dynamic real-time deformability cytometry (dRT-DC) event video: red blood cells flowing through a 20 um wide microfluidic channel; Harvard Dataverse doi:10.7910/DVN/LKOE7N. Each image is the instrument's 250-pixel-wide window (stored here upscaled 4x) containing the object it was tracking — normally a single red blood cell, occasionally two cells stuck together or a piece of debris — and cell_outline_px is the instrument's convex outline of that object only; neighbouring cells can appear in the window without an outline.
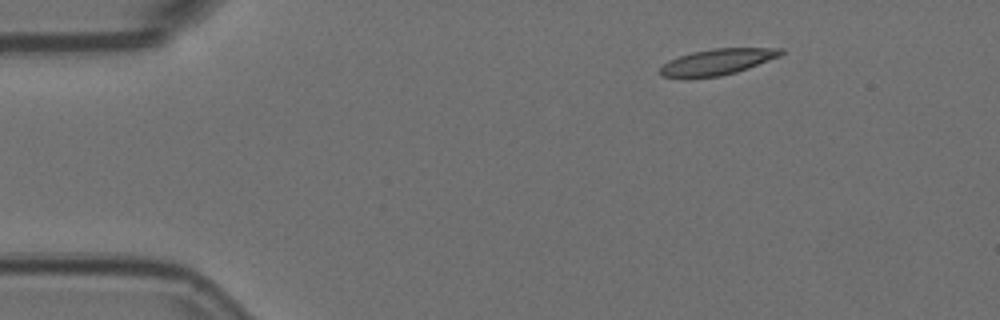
{"species": "Egyptian fruit bat (a non-hibernating species)", "species_latin": "Rousettus aegyptiacus", "temperature_condition": "room temperature", "stored_images_in_passage": 5, "camera_frame_rate_fps": 3000, "um_per_image_px": 0.085, "animal": {"sex": "female"}, "frame": {"image": 1, "passage_image": 2, "time_ms": 0.333, "image_size_px": [1000, 320], "cell_outline_px": [[784, 52], [780, 56], [748, 68], [736, 72], [720, 76], [660, 76], [660, 68], [668, 60], [692, 52], [712, 48], [784, 48]], "centroid_in_image_um": [61.02, 5.23], "position_along_channel_um": 24.0, "area_um2": 17.86}}
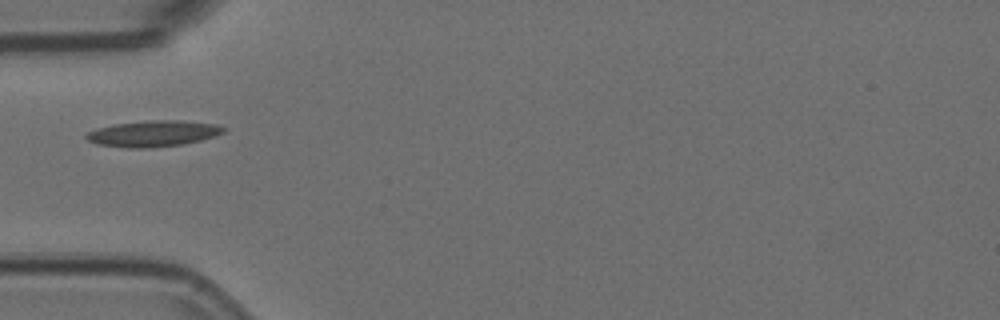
{"frame": {"image": 2, "passage_image": 5, "time_ms": 1.333, "image_size_px": [1000, 320], "cell_outline_px": [[228, 128], [224, 132], [216, 136], [184, 144], [144, 148], [132, 148], [96, 144], [88, 140], [84, 136], [88, 132], [96, 128], [116, 124], [148, 120], [180, 120], [216, 124]], "centroid_in_image_um": [13.05, 11.35], "position_along_channel_um": 72.0, "area_um2": 20.87}}